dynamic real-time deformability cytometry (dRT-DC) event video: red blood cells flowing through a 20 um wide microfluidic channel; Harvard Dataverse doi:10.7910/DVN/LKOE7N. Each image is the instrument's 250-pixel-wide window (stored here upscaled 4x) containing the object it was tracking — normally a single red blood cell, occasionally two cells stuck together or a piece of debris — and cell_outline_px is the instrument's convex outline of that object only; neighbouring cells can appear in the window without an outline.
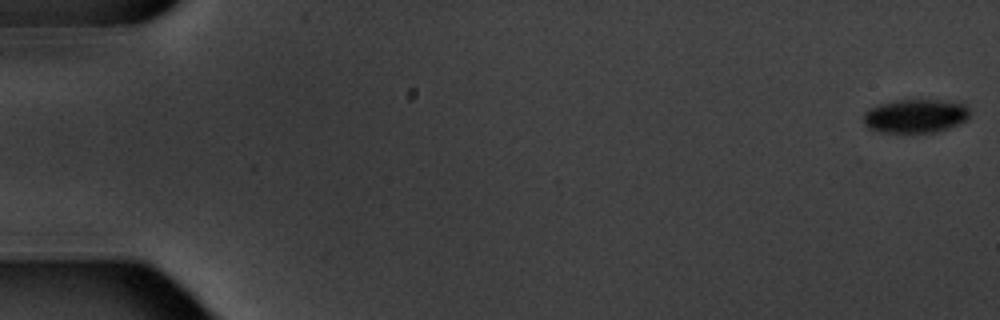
{"species": "common noctule bat (a hibernating species)", "species_latin": "Nyctalus noctula", "temperature_condition": "warm", "stored_images_in_passage": 5, "camera_frame_rate_fps": 3000, "um_per_image_px": 0.085, "animal": {"sex": "male", "body_mass_g": 20.1, "forearm_length_mm": 53.5}, "frame": {"image": 1, "passage_image": 1, "time_ms": 0.0, "image_size_px": [1000, 320], "cell_outline_px": [[968, 120], [960, 124], [948, 128], [932, 132], [880, 132], [868, 128], [864, 124], [864, 112], [880, 104], [896, 100], [936, 100], [964, 104], [968, 108]], "centroid_in_image_um": [77.81, 9.86], "position_along_channel_um": 7.2, "area_um2": 20.63}}
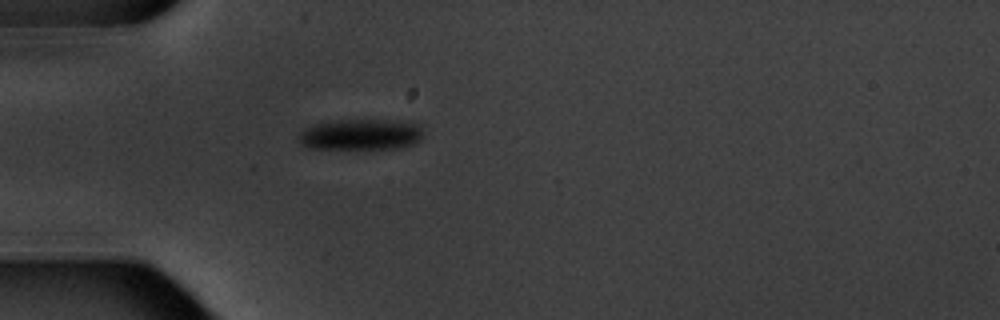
{"frame": {"image": 2, "passage_image": 5, "time_ms": 5.667, "image_size_px": [1000, 320], "cell_outline_px": [[424, 136], [416, 144], [404, 148], [304, 148], [296, 136], [304, 128], [316, 124], [340, 120], [388, 120], [420, 124], [424, 132]], "centroid_in_image_um": [30.7, 11.44], "position_along_channel_um": 54.3, "area_um2": 22.66}}